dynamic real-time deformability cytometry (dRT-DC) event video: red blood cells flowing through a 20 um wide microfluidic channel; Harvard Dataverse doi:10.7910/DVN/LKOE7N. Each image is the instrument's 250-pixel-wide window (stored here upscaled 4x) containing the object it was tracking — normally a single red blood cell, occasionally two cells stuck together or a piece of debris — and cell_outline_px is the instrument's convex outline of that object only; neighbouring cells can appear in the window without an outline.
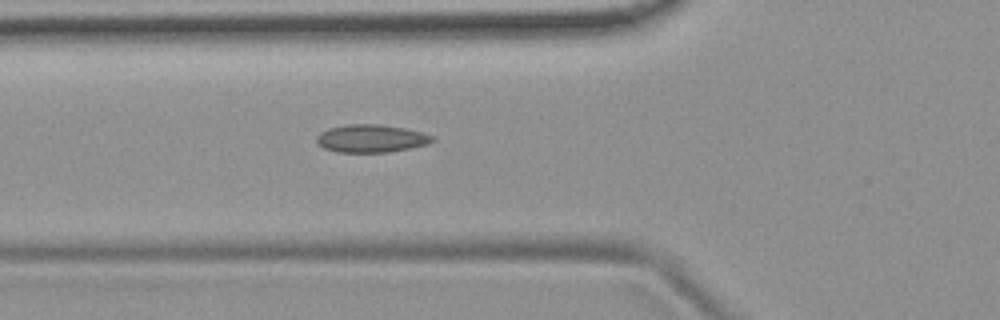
{"species": "common noctule bat (a hibernating species)", "species_latin": "Nyctalus noctula", "temperature_condition": "room temperature", "stored_images_in_passage": 5, "camera_frame_rate_fps": 3000, "um_per_image_px": 0.085, "animal": {"sex": "female", "body_mass_g": 19.9}, "frame": {"image": 1, "passage_image": 5, "time_ms": 5.333, "image_size_px": [1000, 320], "cell_outline_px": [[436, 140], [428, 144], [388, 152], [336, 152], [324, 148], [316, 140], [316, 136], [320, 132], [328, 128], [348, 124], [376, 124], [404, 128], [420, 132], [432, 136]], "centroid_in_image_um": [31.52, 11.77], "position_along_channel_um": 94.3, "area_um2": 18.61}}